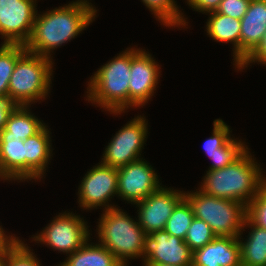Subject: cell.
<instances>
[{
    "label": "cell",
    "mask_w": 266,
    "mask_h": 266,
    "mask_svg": "<svg viewBox=\"0 0 266 266\" xmlns=\"http://www.w3.org/2000/svg\"><path fill=\"white\" fill-rule=\"evenodd\" d=\"M212 136L204 142V150L208 156L218 152V148L225 146L232 138L230 127L222 119L213 122Z\"/></svg>",
    "instance_id": "obj_29"
},
{
    "label": "cell",
    "mask_w": 266,
    "mask_h": 266,
    "mask_svg": "<svg viewBox=\"0 0 266 266\" xmlns=\"http://www.w3.org/2000/svg\"><path fill=\"white\" fill-rule=\"evenodd\" d=\"M4 232V229L0 226V253L11 248L19 240L15 235L7 236Z\"/></svg>",
    "instance_id": "obj_35"
},
{
    "label": "cell",
    "mask_w": 266,
    "mask_h": 266,
    "mask_svg": "<svg viewBox=\"0 0 266 266\" xmlns=\"http://www.w3.org/2000/svg\"><path fill=\"white\" fill-rule=\"evenodd\" d=\"M141 158L117 169L118 197L136 204L161 187L158 175L151 165Z\"/></svg>",
    "instance_id": "obj_12"
},
{
    "label": "cell",
    "mask_w": 266,
    "mask_h": 266,
    "mask_svg": "<svg viewBox=\"0 0 266 266\" xmlns=\"http://www.w3.org/2000/svg\"><path fill=\"white\" fill-rule=\"evenodd\" d=\"M25 181V146L21 137L0 131V179Z\"/></svg>",
    "instance_id": "obj_18"
},
{
    "label": "cell",
    "mask_w": 266,
    "mask_h": 266,
    "mask_svg": "<svg viewBox=\"0 0 266 266\" xmlns=\"http://www.w3.org/2000/svg\"><path fill=\"white\" fill-rule=\"evenodd\" d=\"M90 237L87 223L72 212L59 213L32 241L46 244L53 250L70 255L77 251Z\"/></svg>",
    "instance_id": "obj_7"
},
{
    "label": "cell",
    "mask_w": 266,
    "mask_h": 266,
    "mask_svg": "<svg viewBox=\"0 0 266 266\" xmlns=\"http://www.w3.org/2000/svg\"><path fill=\"white\" fill-rule=\"evenodd\" d=\"M29 248L19 239L11 248L0 253V266H41Z\"/></svg>",
    "instance_id": "obj_26"
},
{
    "label": "cell",
    "mask_w": 266,
    "mask_h": 266,
    "mask_svg": "<svg viewBox=\"0 0 266 266\" xmlns=\"http://www.w3.org/2000/svg\"><path fill=\"white\" fill-rule=\"evenodd\" d=\"M28 108L29 106H16L10 113L5 126L9 131V136L21 137L24 141L45 126V123L33 115Z\"/></svg>",
    "instance_id": "obj_22"
},
{
    "label": "cell",
    "mask_w": 266,
    "mask_h": 266,
    "mask_svg": "<svg viewBox=\"0 0 266 266\" xmlns=\"http://www.w3.org/2000/svg\"><path fill=\"white\" fill-rule=\"evenodd\" d=\"M248 226L251 230L248 238L243 242L241 234L238 237L241 264L242 266H266V229L258 227L246 217L243 231Z\"/></svg>",
    "instance_id": "obj_20"
},
{
    "label": "cell",
    "mask_w": 266,
    "mask_h": 266,
    "mask_svg": "<svg viewBox=\"0 0 266 266\" xmlns=\"http://www.w3.org/2000/svg\"><path fill=\"white\" fill-rule=\"evenodd\" d=\"M131 48L119 53L91 76L87 99L110 114L118 115L129 109V78Z\"/></svg>",
    "instance_id": "obj_3"
},
{
    "label": "cell",
    "mask_w": 266,
    "mask_h": 266,
    "mask_svg": "<svg viewBox=\"0 0 266 266\" xmlns=\"http://www.w3.org/2000/svg\"><path fill=\"white\" fill-rule=\"evenodd\" d=\"M221 1L222 0H187L186 2L193 10L208 14L216 12Z\"/></svg>",
    "instance_id": "obj_33"
},
{
    "label": "cell",
    "mask_w": 266,
    "mask_h": 266,
    "mask_svg": "<svg viewBox=\"0 0 266 266\" xmlns=\"http://www.w3.org/2000/svg\"><path fill=\"white\" fill-rule=\"evenodd\" d=\"M87 240L77 251L70 254L58 266H121L118 259L100 243Z\"/></svg>",
    "instance_id": "obj_21"
},
{
    "label": "cell",
    "mask_w": 266,
    "mask_h": 266,
    "mask_svg": "<svg viewBox=\"0 0 266 266\" xmlns=\"http://www.w3.org/2000/svg\"><path fill=\"white\" fill-rule=\"evenodd\" d=\"M247 218L258 227L266 229V181L247 206Z\"/></svg>",
    "instance_id": "obj_30"
},
{
    "label": "cell",
    "mask_w": 266,
    "mask_h": 266,
    "mask_svg": "<svg viewBox=\"0 0 266 266\" xmlns=\"http://www.w3.org/2000/svg\"><path fill=\"white\" fill-rule=\"evenodd\" d=\"M96 232L101 245L107 248L122 265L128 259L142 258L147 250V234L133 218L118 207L103 210ZM142 256V257H141Z\"/></svg>",
    "instance_id": "obj_4"
},
{
    "label": "cell",
    "mask_w": 266,
    "mask_h": 266,
    "mask_svg": "<svg viewBox=\"0 0 266 266\" xmlns=\"http://www.w3.org/2000/svg\"><path fill=\"white\" fill-rule=\"evenodd\" d=\"M193 251L183 239L169 235L165 230L147 235L144 263L192 265Z\"/></svg>",
    "instance_id": "obj_14"
},
{
    "label": "cell",
    "mask_w": 266,
    "mask_h": 266,
    "mask_svg": "<svg viewBox=\"0 0 266 266\" xmlns=\"http://www.w3.org/2000/svg\"><path fill=\"white\" fill-rule=\"evenodd\" d=\"M192 266H242L238 237L216 236L193 251Z\"/></svg>",
    "instance_id": "obj_15"
},
{
    "label": "cell",
    "mask_w": 266,
    "mask_h": 266,
    "mask_svg": "<svg viewBox=\"0 0 266 266\" xmlns=\"http://www.w3.org/2000/svg\"><path fill=\"white\" fill-rule=\"evenodd\" d=\"M244 142L232 138L225 146L218 148L212 156H208L213 162L208 170H217L232 164L237 160L246 150Z\"/></svg>",
    "instance_id": "obj_27"
},
{
    "label": "cell",
    "mask_w": 266,
    "mask_h": 266,
    "mask_svg": "<svg viewBox=\"0 0 266 266\" xmlns=\"http://www.w3.org/2000/svg\"><path fill=\"white\" fill-rule=\"evenodd\" d=\"M146 50L131 48L129 107H142L153 96L159 83L160 67Z\"/></svg>",
    "instance_id": "obj_11"
},
{
    "label": "cell",
    "mask_w": 266,
    "mask_h": 266,
    "mask_svg": "<svg viewBox=\"0 0 266 266\" xmlns=\"http://www.w3.org/2000/svg\"><path fill=\"white\" fill-rule=\"evenodd\" d=\"M194 217L191 205L185 198H183L173 209L164 230L169 235L184 240Z\"/></svg>",
    "instance_id": "obj_25"
},
{
    "label": "cell",
    "mask_w": 266,
    "mask_h": 266,
    "mask_svg": "<svg viewBox=\"0 0 266 266\" xmlns=\"http://www.w3.org/2000/svg\"><path fill=\"white\" fill-rule=\"evenodd\" d=\"M256 62L266 65V33L256 50L237 68V70L241 71L248 67L250 63Z\"/></svg>",
    "instance_id": "obj_32"
},
{
    "label": "cell",
    "mask_w": 266,
    "mask_h": 266,
    "mask_svg": "<svg viewBox=\"0 0 266 266\" xmlns=\"http://www.w3.org/2000/svg\"><path fill=\"white\" fill-rule=\"evenodd\" d=\"M118 175L117 169L101 162L87 171L78 188L79 205L81 208L91 210L103 207V210L115 208L109 202L112 196L117 195ZM111 198V199H110Z\"/></svg>",
    "instance_id": "obj_9"
},
{
    "label": "cell",
    "mask_w": 266,
    "mask_h": 266,
    "mask_svg": "<svg viewBox=\"0 0 266 266\" xmlns=\"http://www.w3.org/2000/svg\"><path fill=\"white\" fill-rule=\"evenodd\" d=\"M147 125L146 118L138 115L118 130L106 146L101 163L118 169L141 159L148 133Z\"/></svg>",
    "instance_id": "obj_8"
},
{
    "label": "cell",
    "mask_w": 266,
    "mask_h": 266,
    "mask_svg": "<svg viewBox=\"0 0 266 266\" xmlns=\"http://www.w3.org/2000/svg\"><path fill=\"white\" fill-rule=\"evenodd\" d=\"M50 133L46 125L34 136L23 141L25 146V180H39L45 174L53 151Z\"/></svg>",
    "instance_id": "obj_17"
},
{
    "label": "cell",
    "mask_w": 266,
    "mask_h": 266,
    "mask_svg": "<svg viewBox=\"0 0 266 266\" xmlns=\"http://www.w3.org/2000/svg\"><path fill=\"white\" fill-rule=\"evenodd\" d=\"M37 0H0V35L6 44L29 40L37 14Z\"/></svg>",
    "instance_id": "obj_10"
},
{
    "label": "cell",
    "mask_w": 266,
    "mask_h": 266,
    "mask_svg": "<svg viewBox=\"0 0 266 266\" xmlns=\"http://www.w3.org/2000/svg\"><path fill=\"white\" fill-rule=\"evenodd\" d=\"M208 14L210 17L206 23L207 35H209L212 40L223 43L230 42L233 44V62H235V68H238L240 66L241 21L217 12Z\"/></svg>",
    "instance_id": "obj_19"
},
{
    "label": "cell",
    "mask_w": 266,
    "mask_h": 266,
    "mask_svg": "<svg viewBox=\"0 0 266 266\" xmlns=\"http://www.w3.org/2000/svg\"><path fill=\"white\" fill-rule=\"evenodd\" d=\"M26 51L23 44L2 43L0 47V96L8 97L11 74L18 58Z\"/></svg>",
    "instance_id": "obj_24"
},
{
    "label": "cell",
    "mask_w": 266,
    "mask_h": 266,
    "mask_svg": "<svg viewBox=\"0 0 266 266\" xmlns=\"http://www.w3.org/2000/svg\"><path fill=\"white\" fill-rule=\"evenodd\" d=\"M184 193L161 186L154 193L136 203L139 209L137 221L147 235L165 229L167 220L176 205L184 198Z\"/></svg>",
    "instance_id": "obj_13"
},
{
    "label": "cell",
    "mask_w": 266,
    "mask_h": 266,
    "mask_svg": "<svg viewBox=\"0 0 266 266\" xmlns=\"http://www.w3.org/2000/svg\"><path fill=\"white\" fill-rule=\"evenodd\" d=\"M185 192L195 218L205 221L216 236L239 237L247 217V207L235 200L217 198L200 189Z\"/></svg>",
    "instance_id": "obj_6"
},
{
    "label": "cell",
    "mask_w": 266,
    "mask_h": 266,
    "mask_svg": "<svg viewBox=\"0 0 266 266\" xmlns=\"http://www.w3.org/2000/svg\"><path fill=\"white\" fill-rule=\"evenodd\" d=\"M15 107L9 97L0 96V131L5 128L8 116Z\"/></svg>",
    "instance_id": "obj_34"
},
{
    "label": "cell",
    "mask_w": 266,
    "mask_h": 266,
    "mask_svg": "<svg viewBox=\"0 0 266 266\" xmlns=\"http://www.w3.org/2000/svg\"><path fill=\"white\" fill-rule=\"evenodd\" d=\"M251 0H222L216 12L241 20Z\"/></svg>",
    "instance_id": "obj_31"
},
{
    "label": "cell",
    "mask_w": 266,
    "mask_h": 266,
    "mask_svg": "<svg viewBox=\"0 0 266 266\" xmlns=\"http://www.w3.org/2000/svg\"><path fill=\"white\" fill-rule=\"evenodd\" d=\"M144 5L154 14L155 18L166 27H186L183 13L179 10L175 0H141Z\"/></svg>",
    "instance_id": "obj_23"
},
{
    "label": "cell",
    "mask_w": 266,
    "mask_h": 266,
    "mask_svg": "<svg viewBox=\"0 0 266 266\" xmlns=\"http://www.w3.org/2000/svg\"><path fill=\"white\" fill-rule=\"evenodd\" d=\"M216 237L210 226L203 220L194 217L186 233L185 243L192 251L204 247Z\"/></svg>",
    "instance_id": "obj_28"
},
{
    "label": "cell",
    "mask_w": 266,
    "mask_h": 266,
    "mask_svg": "<svg viewBox=\"0 0 266 266\" xmlns=\"http://www.w3.org/2000/svg\"><path fill=\"white\" fill-rule=\"evenodd\" d=\"M248 150L232 164L206 171L199 189L205 194L235 200L247 207L266 181L262 168Z\"/></svg>",
    "instance_id": "obj_2"
},
{
    "label": "cell",
    "mask_w": 266,
    "mask_h": 266,
    "mask_svg": "<svg viewBox=\"0 0 266 266\" xmlns=\"http://www.w3.org/2000/svg\"><path fill=\"white\" fill-rule=\"evenodd\" d=\"M240 65L256 50L266 33V0H251L242 17Z\"/></svg>",
    "instance_id": "obj_16"
},
{
    "label": "cell",
    "mask_w": 266,
    "mask_h": 266,
    "mask_svg": "<svg viewBox=\"0 0 266 266\" xmlns=\"http://www.w3.org/2000/svg\"><path fill=\"white\" fill-rule=\"evenodd\" d=\"M144 266H179V265H169V264H161V263H143ZM192 266V265H185Z\"/></svg>",
    "instance_id": "obj_36"
},
{
    "label": "cell",
    "mask_w": 266,
    "mask_h": 266,
    "mask_svg": "<svg viewBox=\"0 0 266 266\" xmlns=\"http://www.w3.org/2000/svg\"><path fill=\"white\" fill-rule=\"evenodd\" d=\"M53 59L25 51L11 74L8 97L16 106H29L45 99L51 88Z\"/></svg>",
    "instance_id": "obj_5"
},
{
    "label": "cell",
    "mask_w": 266,
    "mask_h": 266,
    "mask_svg": "<svg viewBox=\"0 0 266 266\" xmlns=\"http://www.w3.org/2000/svg\"><path fill=\"white\" fill-rule=\"evenodd\" d=\"M88 1L77 0L36 14L31 36L24 45L26 50L52 58L53 50L74 39L95 19L97 10Z\"/></svg>",
    "instance_id": "obj_1"
}]
</instances>
